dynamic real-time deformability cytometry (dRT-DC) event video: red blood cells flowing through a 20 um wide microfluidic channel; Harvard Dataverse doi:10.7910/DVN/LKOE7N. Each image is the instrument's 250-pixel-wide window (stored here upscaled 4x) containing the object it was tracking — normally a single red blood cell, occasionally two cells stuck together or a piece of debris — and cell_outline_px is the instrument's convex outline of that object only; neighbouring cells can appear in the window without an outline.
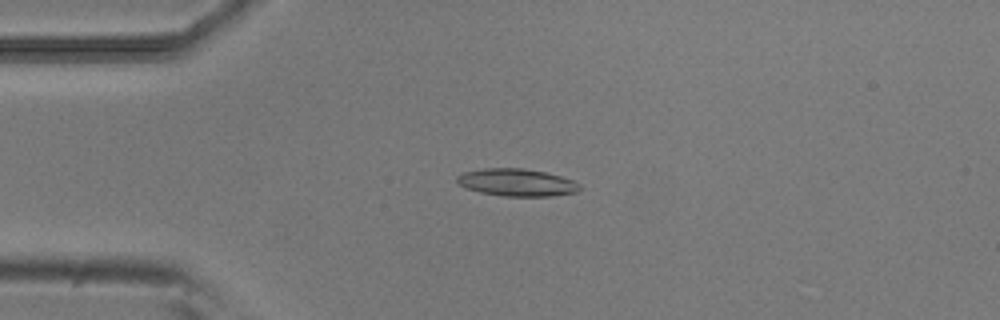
{"species": "common noctule bat (a hibernating species)", "species_latin": "Nyctalus noctula", "temperature_condition": "room temperature", "stored_images_in_passage": 52, "camera_frame_rate_fps": 3000, "um_per_image_px": 0.085, "animal": {"sex": "male", "body_mass_g": 20.5, "forearm_length_mm": 52.5}, "frame": {"image": 1, "passage_image": 12, "time_ms": 3.667, "image_size_px": [1000, 320], "cell_outline_px": [[580, 188], [576, 192], [552, 196], [504, 196], [480, 192], [468, 188], [460, 184], [456, 180], [456, 176], [464, 172], [484, 168], [524, 168], [544, 172], [560, 176], [572, 180], [580, 184]], "centroid_in_image_um": [43.93, 15.5], "position_along_channel_um": 41.1, "area_um2": 19.42}}
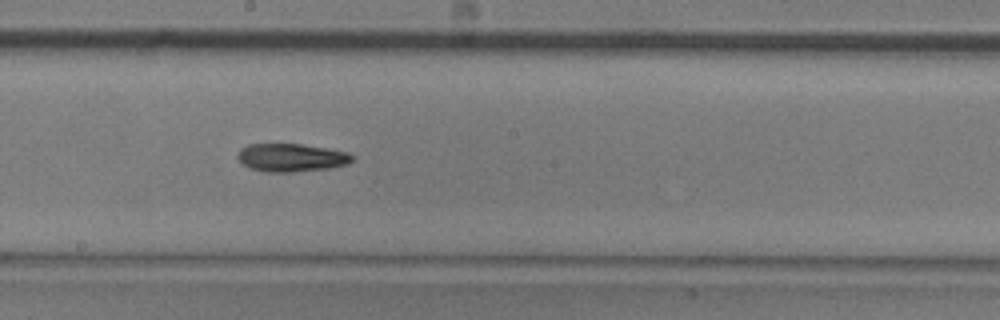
{"frame": {"image": 2, "passage_image": 28, "time_ms": 9.0, "image_size_px": [1000, 320], "cell_outline_px": [[352, 160], [348, 164], [328, 168], [292, 172], [264, 172], [252, 168], [244, 164], [236, 156], [240, 148], [248, 144], [300, 144], [348, 152], [352, 156]], "centroid_in_image_um": [24.73, 13.39], "position_along_channel_um": 223.5, "area_um2": 18.55}}
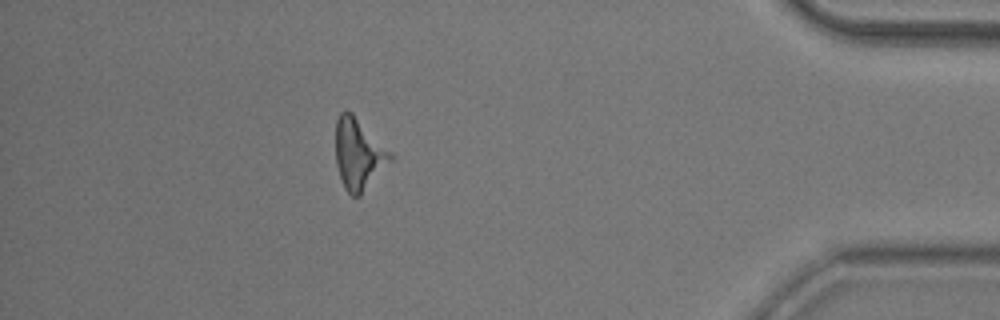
{"frame": {"image": 3, "passage_image": 46, "time_ms": 15.0, "image_size_px": [1000, 320], "cell_outline_px": [[396, 156], [360, 196], [352, 196], [344, 188], [336, 164], [336, 120], [340, 112], [344, 108], [352, 112]], "centroid_in_image_um": [30.49, 13.07], "position_along_channel_um": 404.7, "area_um2": 22.89}, "authors_computed_cell_mechanics": {"area_um2": 19.2185, "velocity_mm_per_s": 3.8177, "shape_relaxation_time_tau1_ms": 3.0296, "shape_relaxation_time_tau2_ms": null, "deformation_change_tau1": 0.1097, "deformation_change_tau2": null}}